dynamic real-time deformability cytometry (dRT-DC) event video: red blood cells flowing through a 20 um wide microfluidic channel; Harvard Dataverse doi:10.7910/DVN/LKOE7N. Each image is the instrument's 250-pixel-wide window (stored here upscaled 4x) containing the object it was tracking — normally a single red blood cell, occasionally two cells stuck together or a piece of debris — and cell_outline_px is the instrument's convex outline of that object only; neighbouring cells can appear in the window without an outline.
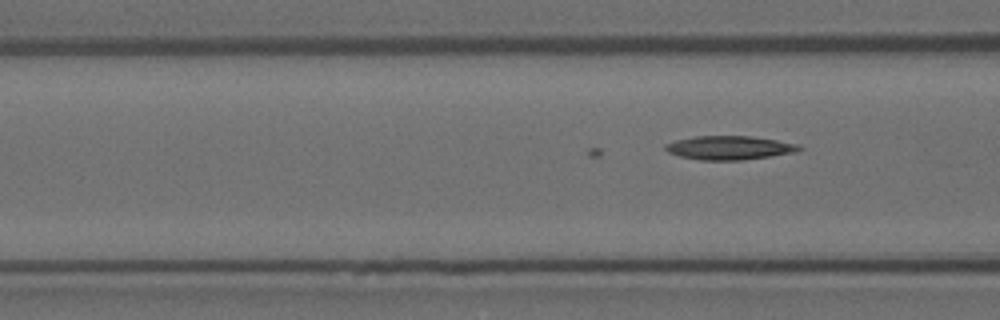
{"species": "Egyptian fruit bat (a non-hibernating species)", "species_latin": "Rousettus aegyptiacus", "temperature_condition": "room temperature", "stored_images_in_passage": 27, "camera_frame_rate_fps": 3000, "um_per_image_px": 0.085, "animal": {"sex": "female"}, "frame": {"image": 1, "passage_image": 17, "time_ms": 5.333, "image_size_px": [1000, 320], "cell_outline_px": [[804, 148], [796, 152], [740, 160], [700, 160], [680, 156], [668, 152], [664, 148], [664, 144], [676, 140], [696, 136], [752, 136], [800, 144]], "centroid_in_image_um": [62.0, 12.55], "position_along_channel_um": 104.6, "area_um2": 18.5}}
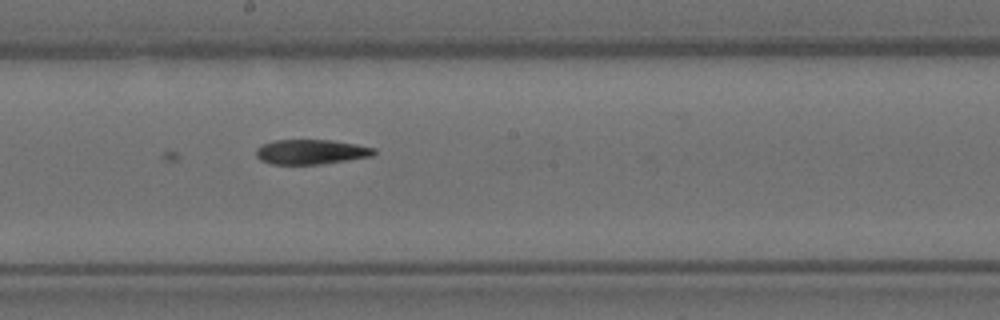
{"frame": {"image": 2, "passage_image": 27, "time_ms": 8.667, "image_size_px": [1000, 320], "cell_outline_px": [[376, 152], [372, 156], [324, 164], [272, 164], [260, 160], [256, 156], [256, 148], [272, 140], [332, 140], [356, 144], [376, 148]], "centroid_in_image_um": [26.45, 12.91], "position_along_channel_um": 221.8, "area_um2": 17.11}}